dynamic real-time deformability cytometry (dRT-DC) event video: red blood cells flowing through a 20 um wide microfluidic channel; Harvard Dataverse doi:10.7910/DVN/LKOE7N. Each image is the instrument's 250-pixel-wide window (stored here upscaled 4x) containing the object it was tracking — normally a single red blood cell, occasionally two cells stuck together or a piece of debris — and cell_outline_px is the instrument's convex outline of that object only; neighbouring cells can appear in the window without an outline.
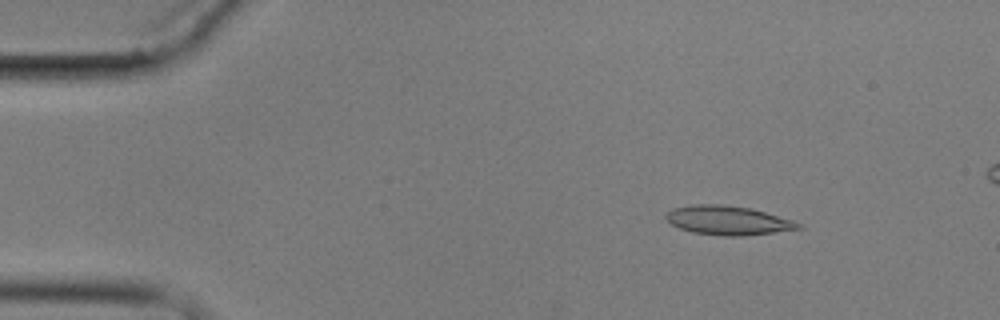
{"species": "common noctule bat (a hibernating species)", "species_latin": "Nyctalus noctula", "temperature_condition": "cold", "stored_images_in_passage": 6, "segment_of_instrument_passage": [1, 2], "camera_frame_rate_fps": 3000, "um_per_image_px": 0.085, "animal": {"sex": "male", "body_mass_g": 17.9}, "frame": {"image": 1, "passage_image": 3, "time_ms": 2.333, "image_size_px": [1000, 320], "cell_outline_px": [[804, 228], [744, 236], [724, 236], [692, 232], [680, 228], [672, 224], [664, 216], [672, 208], [692, 204], [720, 204], [752, 208], [792, 220], [800, 224]], "centroid_in_image_um": [61.87, 18.73], "position_along_channel_um": 23.1, "area_um2": 22.37}}